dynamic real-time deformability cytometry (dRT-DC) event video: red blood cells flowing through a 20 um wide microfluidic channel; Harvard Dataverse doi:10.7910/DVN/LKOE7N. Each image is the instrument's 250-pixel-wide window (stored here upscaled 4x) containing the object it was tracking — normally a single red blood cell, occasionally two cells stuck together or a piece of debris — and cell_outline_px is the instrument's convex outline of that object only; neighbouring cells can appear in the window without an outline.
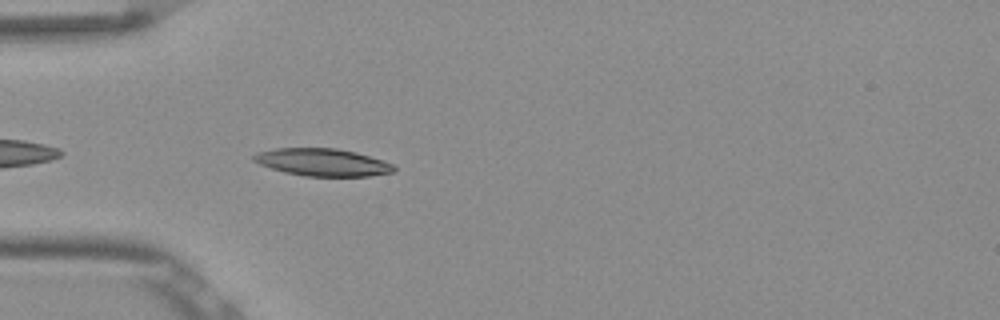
{"species": "Egyptian fruit bat (a non-hibernating species)", "species_latin": "Rousettus aegyptiacus", "temperature_condition": "room temperature", "stored_images_in_passage": 40, "camera_frame_rate_fps": 3000, "um_per_image_px": 0.085, "frame": {"image": 1, "passage_image": 3, "time_ms": 0.667, "image_size_px": [1000, 320], "cell_outline_px": [[396, 172], [368, 176], [304, 176], [284, 172], [260, 164], [252, 160], [252, 156], [256, 152], [276, 148], [336, 148], [356, 152], [384, 160], [392, 164], [396, 168]], "centroid_in_image_um": [27.43, 13.79], "position_along_channel_um": 57.6, "area_um2": 22.54}}
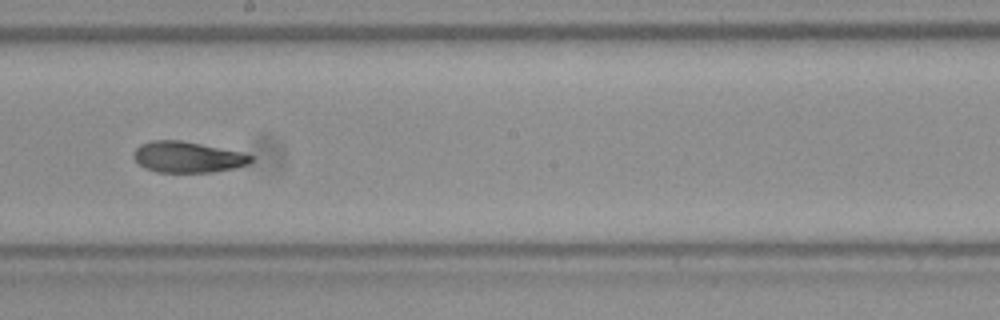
{"frame": {"image": 2, "passage_image": 17, "time_ms": 5.333, "image_size_px": [1000, 320], "cell_outline_px": [[252, 160], [248, 164], [236, 168], [212, 172], [156, 172], [144, 168], [132, 156], [132, 152], [140, 144], [152, 140], [180, 140], [244, 152], [252, 156]], "centroid_in_image_um": [15.94, 13.35], "position_along_channel_um": 232.3, "area_um2": 21.33}}
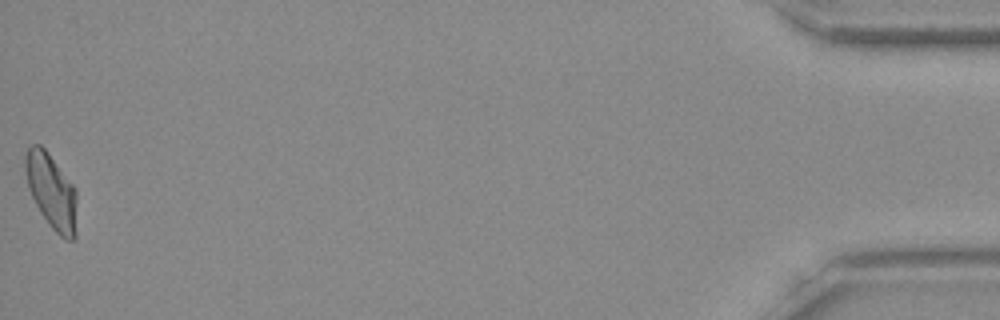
{"frame": {"image": 3, "passage_image": 40, "time_ms": 13.0, "image_size_px": [1000, 320], "cell_outline_px": [[76, 236], [72, 240], [64, 240], [48, 224], [40, 212], [28, 188], [24, 168], [24, 156], [28, 148], [32, 144], [40, 144], [48, 152], [76, 188]], "centroid_in_image_um": [4.37, 16.25], "position_along_channel_um": 430.8, "area_um2": 22.77}, "authors_computed_cell_mechanics": {"area_um2": 21.7906, "velocity_mm_per_s": 3.85, "shape_relaxation_time_tau1_ms": 9.0283, "shape_relaxation_time_tau2_ms": 2.8681, "deformation_change_tau1": 0.2237, "deformation_change_tau2": 0.0824}}